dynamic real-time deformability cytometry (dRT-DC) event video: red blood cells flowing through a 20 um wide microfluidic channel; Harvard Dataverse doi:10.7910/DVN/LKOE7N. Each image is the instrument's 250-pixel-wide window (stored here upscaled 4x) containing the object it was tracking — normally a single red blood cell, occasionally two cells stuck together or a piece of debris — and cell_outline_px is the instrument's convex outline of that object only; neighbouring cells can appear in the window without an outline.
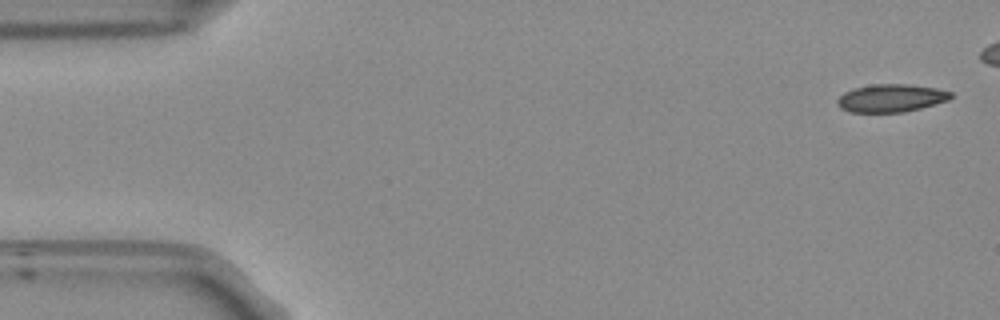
{"species": "Egyptian fruit bat (a non-hibernating species)", "species_latin": "Rousettus aegyptiacus", "temperature_condition": "room temperature", "stored_images_in_passage": 45, "camera_frame_rate_fps": 3000, "um_per_image_px": 0.085, "frame": {"image": 1, "passage_image": 1, "time_ms": 0.0, "image_size_px": [1000, 320], "cell_outline_px": [[952, 96], [948, 100], [936, 104], [904, 112], [848, 112], [840, 108], [836, 104], [836, 100], [844, 92], [852, 88], [872, 84], [908, 84], [936, 88], [952, 92]], "centroid_in_image_um": [75.7, 8.34], "position_along_channel_um": 9.3, "area_um2": 18.55}}
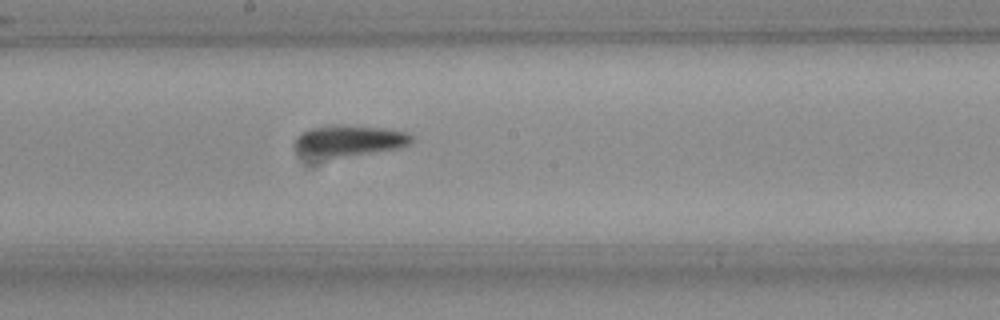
{"frame": {"image": 2, "passage_image": 27, "time_ms": 8.667, "image_size_px": [1000, 320], "cell_outline_px": [[412, 140], [408, 144], [396, 148], [340, 156], [328, 156], [296, 148], [296, 136], [300, 132], [308, 128], [328, 124], [336, 124], [380, 128], [408, 132], [412, 136]], "centroid_in_image_um": [29.72, 11.87], "position_along_channel_um": 218.5, "area_um2": 19.94}}
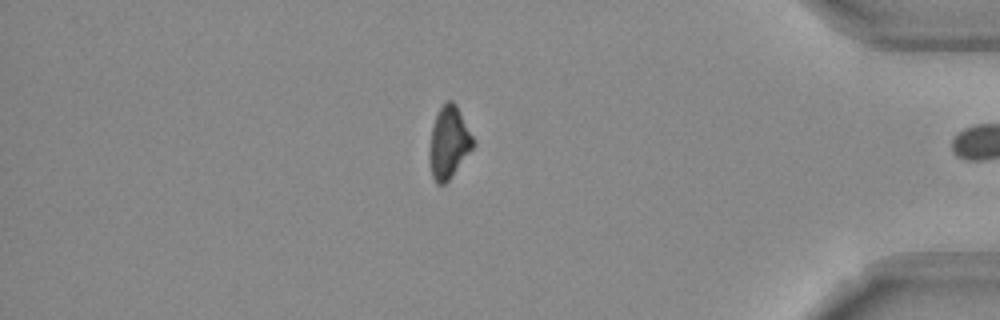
{"frame": {"image": 3, "passage_image": 44, "time_ms": 14.333, "image_size_px": [1000, 320], "cell_outline_px": [[476, 144], [448, 180], [444, 184], [436, 184], [432, 176], [428, 160], [428, 152], [432, 128], [436, 116], [440, 108], [448, 100], [452, 100], [456, 104], [476, 140]], "centroid_in_image_um": [38.15, 12.11], "position_along_channel_um": 397.0, "area_um2": 18.44}}